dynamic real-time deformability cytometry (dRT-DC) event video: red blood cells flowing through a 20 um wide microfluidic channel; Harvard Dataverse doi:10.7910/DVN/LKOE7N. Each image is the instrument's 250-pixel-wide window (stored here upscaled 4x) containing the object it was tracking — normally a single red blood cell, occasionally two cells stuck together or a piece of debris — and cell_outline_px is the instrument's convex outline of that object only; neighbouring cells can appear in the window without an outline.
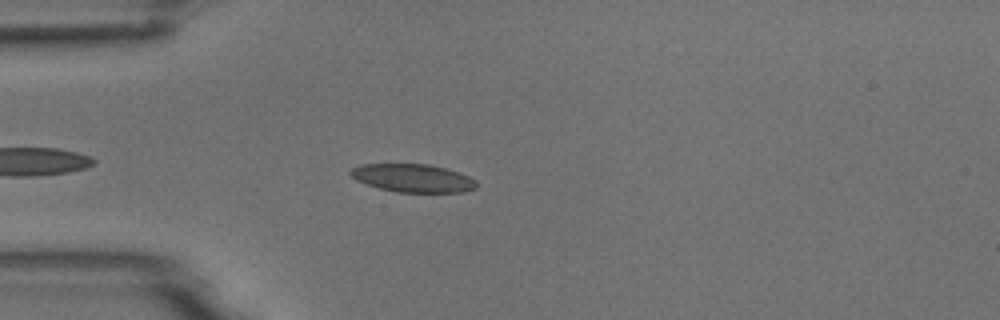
{"species": "common noctule bat (a hibernating species)", "species_latin": "Nyctalus noctula", "temperature_condition": "room temperature", "stored_images_in_passage": 45, "camera_frame_rate_fps": 3000, "um_per_image_px": 0.085, "animal": {"sex": "male", "body_mass_g": 18.8}, "frame": {"image": 1, "passage_image": 6, "time_ms": 1.667, "image_size_px": [1000, 320], "cell_outline_px": [[476, 188], [464, 192], [396, 192], [380, 188], [356, 180], [348, 172], [352, 168], [360, 164], [428, 164], [444, 168], [468, 176], [476, 180]], "centroid_in_image_um": [35.08, 15.14], "position_along_channel_um": 49.9, "area_um2": 20.46}}
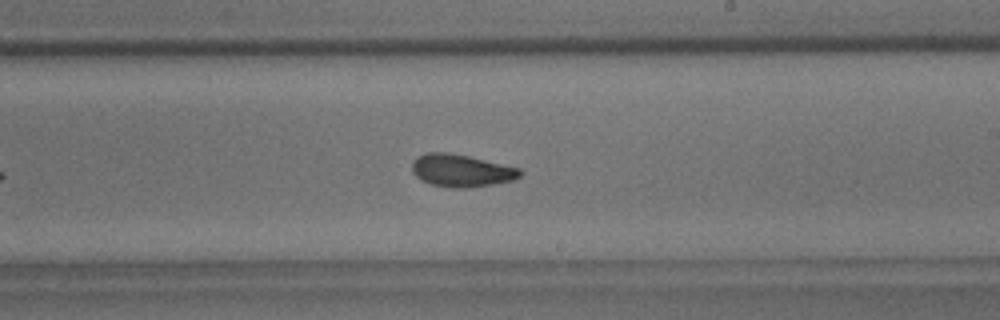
{"frame": {"image": 2, "passage_image": 23, "time_ms": 7.333, "image_size_px": [1000, 320], "cell_outline_px": [[524, 172], [520, 176], [512, 180], [492, 184], [468, 188], [452, 188], [432, 184], [416, 176], [412, 172], [412, 160], [416, 156], [428, 152], [448, 152], [468, 156], [520, 168]], "centroid_in_image_um": [39.2, 14.49], "position_along_channel_um": 249.8, "area_um2": 20.4}}
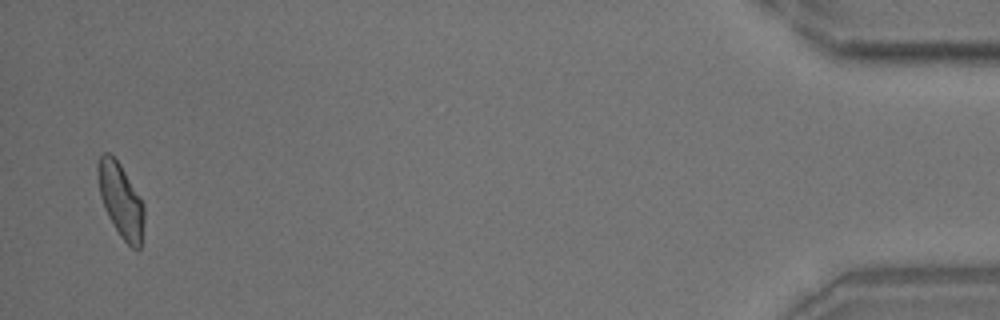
{"frame": {"image": 3, "passage_image": 44, "time_ms": 14.333, "image_size_px": [1000, 320], "cell_outline_px": [[144, 224], [140, 248], [136, 252], [120, 236], [108, 216], [104, 208], [100, 196], [96, 168], [96, 164], [100, 156], [104, 152], [108, 152], [120, 164], [144, 204]], "centroid_in_image_um": [10.26, 17.04], "position_along_channel_um": 424.9, "area_um2": 20.0}, "authors_computed_cell_mechanics": {"area_um2": 20.2878, "velocity_mm_per_s": 3.7195, "shape_relaxation_time_tau1_ms": 6.4628, "shape_relaxation_time_tau2_ms": 3.1185, "deformation_change_tau1": 0.1345, "deformation_change_tau2": 0.0839}}